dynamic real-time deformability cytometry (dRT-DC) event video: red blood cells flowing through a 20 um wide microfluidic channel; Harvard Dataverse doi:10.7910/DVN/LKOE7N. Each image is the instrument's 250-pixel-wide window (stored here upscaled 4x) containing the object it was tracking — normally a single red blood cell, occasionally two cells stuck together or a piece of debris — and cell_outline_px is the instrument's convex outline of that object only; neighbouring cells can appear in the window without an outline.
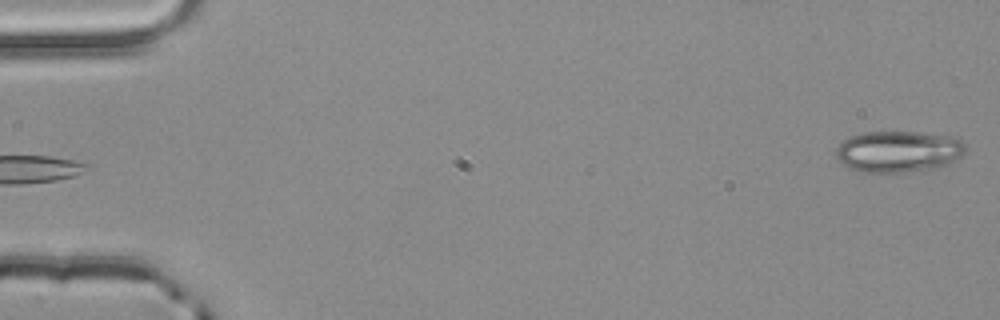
{"species": "common noctule bat (a hibernating species)", "species_latin": "Nyctalus noctula", "temperature_condition": "room temperature", "stored_images_in_passage": 4, "segment_of_instrument_passage": [2, 2], "camera_frame_rate_fps": 3000, "um_per_image_px": 0.085, "animal": {"sex": "male", "body_mass_g": 20.4}, "frame": {"image": 1, "passage_image": 4, "time_ms": 1.0, "image_size_px": [1000, 320], "cell_outline_px": [[964, 152], [960, 156], [948, 164], [936, 168], [904, 172], [864, 172], [848, 168], [836, 156], [836, 148], [844, 140], [852, 136], [864, 132], [916, 132], [952, 136], [960, 140], [964, 144]], "centroid_in_image_um": [76.36, 12.88], "position_along_channel_um": 8.6, "area_um2": 30.98}}